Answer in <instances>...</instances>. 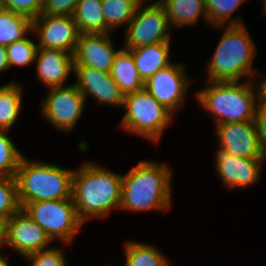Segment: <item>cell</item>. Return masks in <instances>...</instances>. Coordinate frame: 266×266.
<instances>
[{
	"mask_svg": "<svg viewBox=\"0 0 266 266\" xmlns=\"http://www.w3.org/2000/svg\"><path fill=\"white\" fill-rule=\"evenodd\" d=\"M7 129H0V176L16 175L23 155L6 135Z\"/></svg>",
	"mask_w": 266,
	"mask_h": 266,
	"instance_id": "obj_26",
	"label": "cell"
},
{
	"mask_svg": "<svg viewBox=\"0 0 266 266\" xmlns=\"http://www.w3.org/2000/svg\"><path fill=\"white\" fill-rule=\"evenodd\" d=\"M80 0H44L41 15L72 16Z\"/></svg>",
	"mask_w": 266,
	"mask_h": 266,
	"instance_id": "obj_32",
	"label": "cell"
},
{
	"mask_svg": "<svg viewBox=\"0 0 266 266\" xmlns=\"http://www.w3.org/2000/svg\"><path fill=\"white\" fill-rule=\"evenodd\" d=\"M50 89L49 95L40 103L42 111L51 125L70 132L81 117L86 99L75 84Z\"/></svg>",
	"mask_w": 266,
	"mask_h": 266,
	"instance_id": "obj_9",
	"label": "cell"
},
{
	"mask_svg": "<svg viewBox=\"0 0 266 266\" xmlns=\"http://www.w3.org/2000/svg\"><path fill=\"white\" fill-rule=\"evenodd\" d=\"M212 86L197 92L199 103L210 111L216 125L254 121L257 108V91L252 83L209 82Z\"/></svg>",
	"mask_w": 266,
	"mask_h": 266,
	"instance_id": "obj_5",
	"label": "cell"
},
{
	"mask_svg": "<svg viewBox=\"0 0 266 266\" xmlns=\"http://www.w3.org/2000/svg\"><path fill=\"white\" fill-rule=\"evenodd\" d=\"M119 51L114 50L108 33L80 34L74 52V66L111 72Z\"/></svg>",
	"mask_w": 266,
	"mask_h": 266,
	"instance_id": "obj_15",
	"label": "cell"
},
{
	"mask_svg": "<svg viewBox=\"0 0 266 266\" xmlns=\"http://www.w3.org/2000/svg\"><path fill=\"white\" fill-rule=\"evenodd\" d=\"M216 130L221 144L218 151L241 157L265 158L266 151L259 143L254 121L218 124Z\"/></svg>",
	"mask_w": 266,
	"mask_h": 266,
	"instance_id": "obj_12",
	"label": "cell"
},
{
	"mask_svg": "<svg viewBox=\"0 0 266 266\" xmlns=\"http://www.w3.org/2000/svg\"><path fill=\"white\" fill-rule=\"evenodd\" d=\"M254 123L261 147L266 151V104L257 105Z\"/></svg>",
	"mask_w": 266,
	"mask_h": 266,
	"instance_id": "obj_33",
	"label": "cell"
},
{
	"mask_svg": "<svg viewBox=\"0 0 266 266\" xmlns=\"http://www.w3.org/2000/svg\"><path fill=\"white\" fill-rule=\"evenodd\" d=\"M220 38L208 66V82H237L252 76L255 45L241 19H232Z\"/></svg>",
	"mask_w": 266,
	"mask_h": 266,
	"instance_id": "obj_3",
	"label": "cell"
},
{
	"mask_svg": "<svg viewBox=\"0 0 266 266\" xmlns=\"http://www.w3.org/2000/svg\"><path fill=\"white\" fill-rule=\"evenodd\" d=\"M22 209L51 240L58 238L67 245L83 224L72 199L30 202Z\"/></svg>",
	"mask_w": 266,
	"mask_h": 266,
	"instance_id": "obj_7",
	"label": "cell"
},
{
	"mask_svg": "<svg viewBox=\"0 0 266 266\" xmlns=\"http://www.w3.org/2000/svg\"><path fill=\"white\" fill-rule=\"evenodd\" d=\"M164 8L169 25L178 27L195 24L200 16L208 21L205 0H156Z\"/></svg>",
	"mask_w": 266,
	"mask_h": 266,
	"instance_id": "obj_20",
	"label": "cell"
},
{
	"mask_svg": "<svg viewBox=\"0 0 266 266\" xmlns=\"http://www.w3.org/2000/svg\"><path fill=\"white\" fill-rule=\"evenodd\" d=\"M264 2H265V3H264V6H265L264 8H265V10H266V0H264Z\"/></svg>",
	"mask_w": 266,
	"mask_h": 266,
	"instance_id": "obj_38",
	"label": "cell"
},
{
	"mask_svg": "<svg viewBox=\"0 0 266 266\" xmlns=\"http://www.w3.org/2000/svg\"><path fill=\"white\" fill-rule=\"evenodd\" d=\"M28 31H33L30 18L0 7V45L6 47L21 40Z\"/></svg>",
	"mask_w": 266,
	"mask_h": 266,
	"instance_id": "obj_22",
	"label": "cell"
},
{
	"mask_svg": "<svg viewBox=\"0 0 266 266\" xmlns=\"http://www.w3.org/2000/svg\"><path fill=\"white\" fill-rule=\"evenodd\" d=\"M22 88L15 83L0 87V129H9L18 118Z\"/></svg>",
	"mask_w": 266,
	"mask_h": 266,
	"instance_id": "obj_24",
	"label": "cell"
},
{
	"mask_svg": "<svg viewBox=\"0 0 266 266\" xmlns=\"http://www.w3.org/2000/svg\"><path fill=\"white\" fill-rule=\"evenodd\" d=\"M216 156L217 172L228 189L247 187L259 180L264 158L241 157L222 151H217Z\"/></svg>",
	"mask_w": 266,
	"mask_h": 266,
	"instance_id": "obj_16",
	"label": "cell"
},
{
	"mask_svg": "<svg viewBox=\"0 0 266 266\" xmlns=\"http://www.w3.org/2000/svg\"><path fill=\"white\" fill-rule=\"evenodd\" d=\"M35 59L37 75L49 88L63 86L74 70V55L61 50L38 47Z\"/></svg>",
	"mask_w": 266,
	"mask_h": 266,
	"instance_id": "obj_17",
	"label": "cell"
},
{
	"mask_svg": "<svg viewBox=\"0 0 266 266\" xmlns=\"http://www.w3.org/2000/svg\"><path fill=\"white\" fill-rule=\"evenodd\" d=\"M141 6L142 2L128 24L124 48L126 50L170 42V34L167 33L170 25L163 6L158 1L143 8Z\"/></svg>",
	"mask_w": 266,
	"mask_h": 266,
	"instance_id": "obj_8",
	"label": "cell"
},
{
	"mask_svg": "<svg viewBox=\"0 0 266 266\" xmlns=\"http://www.w3.org/2000/svg\"><path fill=\"white\" fill-rule=\"evenodd\" d=\"M32 260V266H67L65 257L59 248H47L26 256Z\"/></svg>",
	"mask_w": 266,
	"mask_h": 266,
	"instance_id": "obj_31",
	"label": "cell"
},
{
	"mask_svg": "<svg viewBox=\"0 0 266 266\" xmlns=\"http://www.w3.org/2000/svg\"><path fill=\"white\" fill-rule=\"evenodd\" d=\"M73 71L77 76V83L75 85L85 99L91 95L103 104L123 107L124 94L112 78L110 72H104L87 66H74Z\"/></svg>",
	"mask_w": 266,
	"mask_h": 266,
	"instance_id": "obj_14",
	"label": "cell"
},
{
	"mask_svg": "<svg viewBox=\"0 0 266 266\" xmlns=\"http://www.w3.org/2000/svg\"><path fill=\"white\" fill-rule=\"evenodd\" d=\"M37 49L38 45L26 37L6 46L9 67L31 64L36 60Z\"/></svg>",
	"mask_w": 266,
	"mask_h": 266,
	"instance_id": "obj_29",
	"label": "cell"
},
{
	"mask_svg": "<svg viewBox=\"0 0 266 266\" xmlns=\"http://www.w3.org/2000/svg\"><path fill=\"white\" fill-rule=\"evenodd\" d=\"M0 266H9L6 259L0 255Z\"/></svg>",
	"mask_w": 266,
	"mask_h": 266,
	"instance_id": "obj_37",
	"label": "cell"
},
{
	"mask_svg": "<svg viewBox=\"0 0 266 266\" xmlns=\"http://www.w3.org/2000/svg\"><path fill=\"white\" fill-rule=\"evenodd\" d=\"M170 42H160L129 49L133 55L140 78L145 83L158 70L170 65L169 50Z\"/></svg>",
	"mask_w": 266,
	"mask_h": 266,
	"instance_id": "obj_18",
	"label": "cell"
},
{
	"mask_svg": "<svg viewBox=\"0 0 266 266\" xmlns=\"http://www.w3.org/2000/svg\"><path fill=\"white\" fill-rule=\"evenodd\" d=\"M126 266H167L168 260L158 249L138 242L125 245Z\"/></svg>",
	"mask_w": 266,
	"mask_h": 266,
	"instance_id": "obj_25",
	"label": "cell"
},
{
	"mask_svg": "<svg viewBox=\"0 0 266 266\" xmlns=\"http://www.w3.org/2000/svg\"><path fill=\"white\" fill-rule=\"evenodd\" d=\"M9 63L7 58V50L5 46L0 45V72L8 70Z\"/></svg>",
	"mask_w": 266,
	"mask_h": 266,
	"instance_id": "obj_36",
	"label": "cell"
},
{
	"mask_svg": "<svg viewBox=\"0 0 266 266\" xmlns=\"http://www.w3.org/2000/svg\"><path fill=\"white\" fill-rule=\"evenodd\" d=\"M21 209L15 176H0V215L10 219Z\"/></svg>",
	"mask_w": 266,
	"mask_h": 266,
	"instance_id": "obj_27",
	"label": "cell"
},
{
	"mask_svg": "<svg viewBox=\"0 0 266 266\" xmlns=\"http://www.w3.org/2000/svg\"><path fill=\"white\" fill-rule=\"evenodd\" d=\"M102 0H80L73 13L80 34L105 33Z\"/></svg>",
	"mask_w": 266,
	"mask_h": 266,
	"instance_id": "obj_21",
	"label": "cell"
},
{
	"mask_svg": "<svg viewBox=\"0 0 266 266\" xmlns=\"http://www.w3.org/2000/svg\"><path fill=\"white\" fill-rule=\"evenodd\" d=\"M141 2V0H102L105 33L120 24L127 23L128 26Z\"/></svg>",
	"mask_w": 266,
	"mask_h": 266,
	"instance_id": "obj_23",
	"label": "cell"
},
{
	"mask_svg": "<svg viewBox=\"0 0 266 266\" xmlns=\"http://www.w3.org/2000/svg\"><path fill=\"white\" fill-rule=\"evenodd\" d=\"M257 99V105L266 104V79H263V81H261L260 83V86L258 87Z\"/></svg>",
	"mask_w": 266,
	"mask_h": 266,
	"instance_id": "obj_35",
	"label": "cell"
},
{
	"mask_svg": "<svg viewBox=\"0 0 266 266\" xmlns=\"http://www.w3.org/2000/svg\"><path fill=\"white\" fill-rule=\"evenodd\" d=\"M73 170L42 162H29L23 156L15 178L21 207L37 201L72 199Z\"/></svg>",
	"mask_w": 266,
	"mask_h": 266,
	"instance_id": "obj_4",
	"label": "cell"
},
{
	"mask_svg": "<svg viewBox=\"0 0 266 266\" xmlns=\"http://www.w3.org/2000/svg\"><path fill=\"white\" fill-rule=\"evenodd\" d=\"M182 65L170 64L158 70L145 83L144 88L172 114L184 102L189 78Z\"/></svg>",
	"mask_w": 266,
	"mask_h": 266,
	"instance_id": "obj_10",
	"label": "cell"
},
{
	"mask_svg": "<svg viewBox=\"0 0 266 266\" xmlns=\"http://www.w3.org/2000/svg\"><path fill=\"white\" fill-rule=\"evenodd\" d=\"M126 114L121 126L158 143L164 128L171 122L172 113L161 105L145 88L124 95Z\"/></svg>",
	"mask_w": 266,
	"mask_h": 266,
	"instance_id": "obj_6",
	"label": "cell"
},
{
	"mask_svg": "<svg viewBox=\"0 0 266 266\" xmlns=\"http://www.w3.org/2000/svg\"><path fill=\"white\" fill-rule=\"evenodd\" d=\"M51 241L47 233L23 209L8 219L5 245L17 250L23 257L48 248Z\"/></svg>",
	"mask_w": 266,
	"mask_h": 266,
	"instance_id": "obj_13",
	"label": "cell"
},
{
	"mask_svg": "<svg viewBox=\"0 0 266 266\" xmlns=\"http://www.w3.org/2000/svg\"><path fill=\"white\" fill-rule=\"evenodd\" d=\"M110 73L124 95L144 88L133 55L126 49L118 52Z\"/></svg>",
	"mask_w": 266,
	"mask_h": 266,
	"instance_id": "obj_19",
	"label": "cell"
},
{
	"mask_svg": "<svg viewBox=\"0 0 266 266\" xmlns=\"http://www.w3.org/2000/svg\"><path fill=\"white\" fill-rule=\"evenodd\" d=\"M43 3L44 0H0V7L34 20L41 15Z\"/></svg>",
	"mask_w": 266,
	"mask_h": 266,
	"instance_id": "obj_30",
	"label": "cell"
},
{
	"mask_svg": "<svg viewBox=\"0 0 266 266\" xmlns=\"http://www.w3.org/2000/svg\"><path fill=\"white\" fill-rule=\"evenodd\" d=\"M244 1L245 0H205L206 16L208 22L215 27L225 26L232 13Z\"/></svg>",
	"mask_w": 266,
	"mask_h": 266,
	"instance_id": "obj_28",
	"label": "cell"
},
{
	"mask_svg": "<svg viewBox=\"0 0 266 266\" xmlns=\"http://www.w3.org/2000/svg\"><path fill=\"white\" fill-rule=\"evenodd\" d=\"M8 218L0 215V247L5 245Z\"/></svg>",
	"mask_w": 266,
	"mask_h": 266,
	"instance_id": "obj_34",
	"label": "cell"
},
{
	"mask_svg": "<svg viewBox=\"0 0 266 266\" xmlns=\"http://www.w3.org/2000/svg\"><path fill=\"white\" fill-rule=\"evenodd\" d=\"M122 175L85 162L72 177V200L78 218H104L112 208H120Z\"/></svg>",
	"mask_w": 266,
	"mask_h": 266,
	"instance_id": "obj_1",
	"label": "cell"
},
{
	"mask_svg": "<svg viewBox=\"0 0 266 266\" xmlns=\"http://www.w3.org/2000/svg\"><path fill=\"white\" fill-rule=\"evenodd\" d=\"M171 175L167 164L140 161L128 174L122 176L120 209L169 210Z\"/></svg>",
	"mask_w": 266,
	"mask_h": 266,
	"instance_id": "obj_2",
	"label": "cell"
},
{
	"mask_svg": "<svg viewBox=\"0 0 266 266\" xmlns=\"http://www.w3.org/2000/svg\"><path fill=\"white\" fill-rule=\"evenodd\" d=\"M32 30L38 32V47L74 55L80 33L73 16L40 15L32 20Z\"/></svg>",
	"mask_w": 266,
	"mask_h": 266,
	"instance_id": "obj_11",
	"label": "cell"
}]
</instances>
